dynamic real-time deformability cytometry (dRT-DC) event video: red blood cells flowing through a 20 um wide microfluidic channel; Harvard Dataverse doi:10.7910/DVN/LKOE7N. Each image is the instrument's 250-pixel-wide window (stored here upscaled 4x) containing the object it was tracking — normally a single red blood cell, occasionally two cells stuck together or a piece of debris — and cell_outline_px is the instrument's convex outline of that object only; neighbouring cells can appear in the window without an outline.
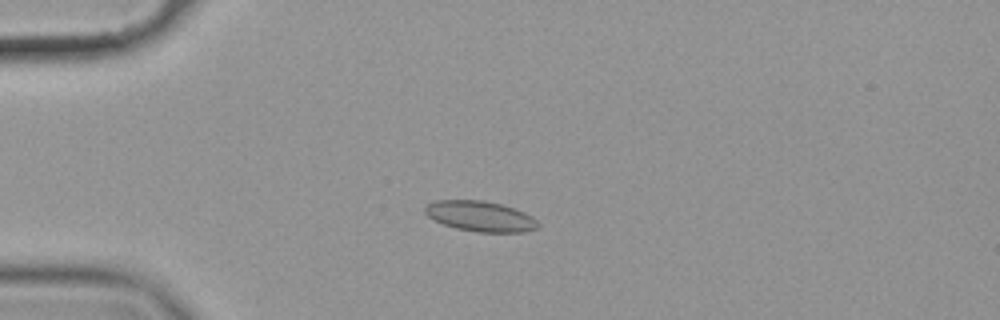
{"species": "common noctule bat (a hibernating species)", "species_latin": "Nyctalus noctula", "temperature_condition": "cold", "stored_images_in_passage": 58, "camera_frame_rate_fps": 3000, "um_per_image_px": 0.085, "animal": {"sex": "female", "body_mass_g": 19.9}, "frame": {"image": 1, "passage_image": 16, "time_ms": 5.0, "image_size_px": [1000, 320], "cell_outline_px": [[540, 224], [536, 228], [524, 232], [476, 232], [456, 228], [444, 224], [428, 216], [424, 212], [424, 208], [428, 204], [436, 200], [484, 200], [500, 204], [524, 212], [532, 216]], "centroid_in_image_um": [40.83, 18.38], "position_along_channel_um": 44.2, "area_um2": 19.88}}
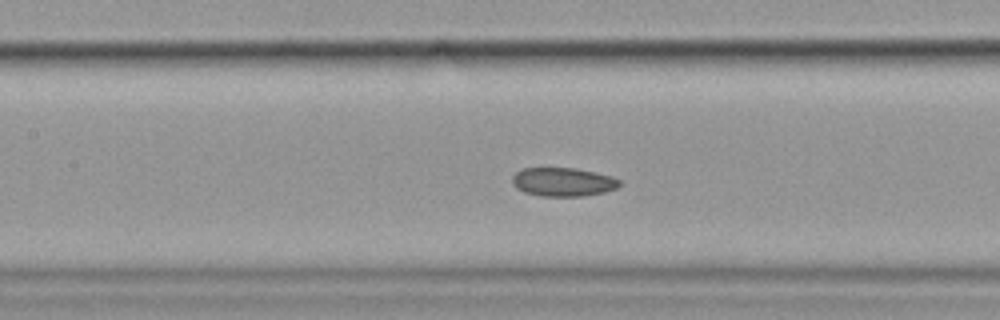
{"frame": {"image": 2, "passage_image": 28, "time_ms": 9.0, "image_size_px": [1000, 320], "cell_outline_px": [[620, 184], [616, 188], [604, 192], [580, 196], [540, 196], [524, 192], [516, 188], [512, 184], [512, 176], [516, 172], [524, 168], [576, 168], [596, 172], [612, 176], [620, 180]], "centroid_in_image_um": [47.84, 15.46], "position_along_channel_um": 159.6, "area_um2": 17.98}}
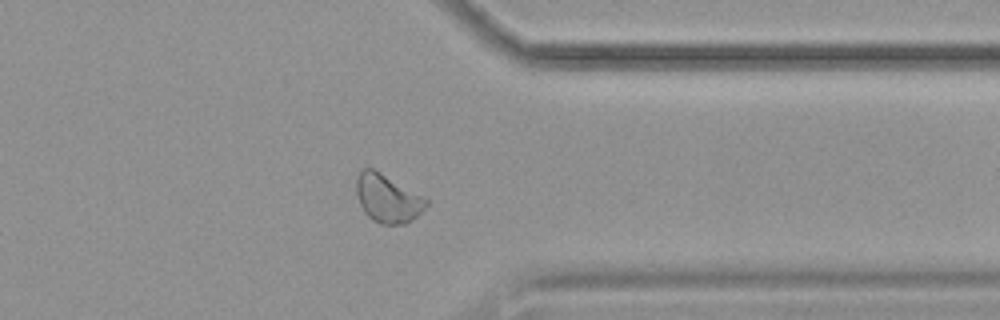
{"frame": {"image": 3, "passage_image": 47, "time_ms": 15.333, "image_size_px": [1000, 320], "cell_outline_px": [[428, 204], [416, 216], [404, 224], [380, 224], [372, 220], [364, 212], [360, 204], [356, 192], [356, 176], [364, 168], [372, 168], [380, 172], [424, 196], [428, 200]], "centroid_in_image_um": [32.93, 16.86], "position_along_channel_um": 378.5, "area_um2": 19.48}, "authors_computed_cell_mechanics": {"area_um2": 19.1318, "velocity_mm_per_s": 3.5159, "shape_relaxation_time_tau1_ms": null, "shape_relaxation_time_tau2_ms": 3.2241, "deformation_change_tau1": null, "deformation_change_tau2": 0.0813}}